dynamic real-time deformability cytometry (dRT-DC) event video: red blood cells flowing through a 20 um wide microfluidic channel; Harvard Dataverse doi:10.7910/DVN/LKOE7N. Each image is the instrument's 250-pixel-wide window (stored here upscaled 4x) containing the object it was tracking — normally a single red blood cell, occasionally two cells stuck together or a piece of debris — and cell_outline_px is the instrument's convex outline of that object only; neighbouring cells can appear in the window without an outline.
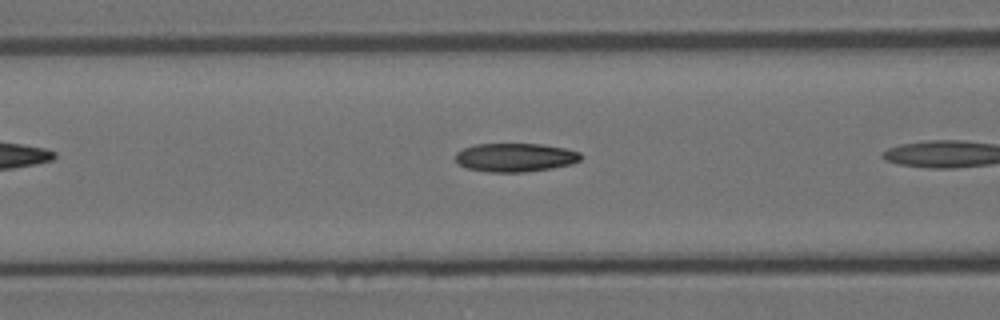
{"species": "Egyptian fruit bat (a non-hibernating species)", "species_latin": "Rousettus aegyptiacus", "temperature_condition": "room temperature", "stored_images_in_passage": 8, "camera_frame_rate_fps": 3000, "um_per_image_px": 0.085, "animal": {"sex": "female"}, "frame": {"image": 1, "passage_image": 7, "time_ms": 2.0, "image_size_px": [1000, 320], "cell_outline_px": [[584, 156], [580, 160], [572, 164], [552, 168], [524, 172], [488, 172], [468, 168], [460, 164], [456, 160], [456, 152], [464, 148], [476, 144], [540, 144], [564, 148], [580, 152]], "centroid_in_image_um": [43.83, 13.38], "position_along_channel_um": 122.8, "area_um2": 20.87}}